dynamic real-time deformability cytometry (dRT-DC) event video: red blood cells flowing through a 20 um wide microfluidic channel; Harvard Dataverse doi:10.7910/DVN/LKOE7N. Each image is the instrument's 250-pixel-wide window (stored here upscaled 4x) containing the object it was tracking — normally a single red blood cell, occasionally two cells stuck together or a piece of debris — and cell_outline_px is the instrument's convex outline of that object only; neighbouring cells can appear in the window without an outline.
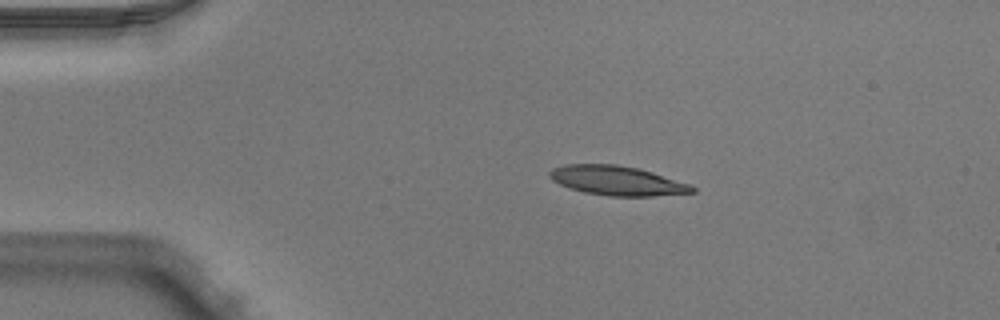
{"species": "Egyptian fruit bat (a non-hibernating species)", "species_latin": "Rousettus aegyptiacus", "temperature_condition": "warm", "stored_images_in_passage": 42, "camera_frame_rate_fps": 3000, "um_per_image_px": 0.085, "animal": {"sex": "male"}, "frame": {"image": 1, "passage_image": 1, "time_ms": 0.0, "image_size_px": [1000, 320], "cell_outline_px": [[696, 192], [652, 196], [608, 196], [584, 192], [560, 184], [552, 180], [548, 176], [548, 172], [552, 168], [564, 164], [616, 164], [640, 168], [692, 184], [696, 188]], "centroid_in_image_um": [52.48, 15.34], "position_along_channel_um": 32.5, "area_um2": 24.68}}
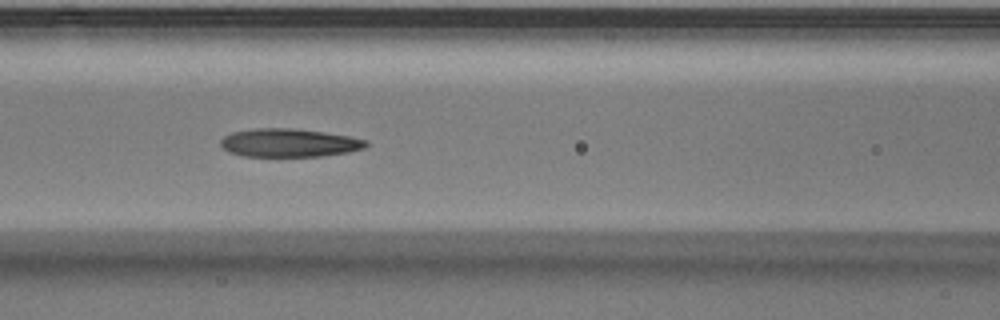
{"frame": {"image": 2, "passage_image": 13, "time_ms": 4.0, "image_size_px": [1000, 320], "cell_outline_px": [[368, 144], [364, 148], [348, 152], [320, 156], [244, 156], [228, 152], [220, 144], [220, 140], [224, 136], [232, 132], [256, 128], [292, 128], [348, 136], [368, 140]], "centroid_in_image_um": [24.55, 12.14], "position_along_channel_um": 142.1, "area_um2": 23.81}}
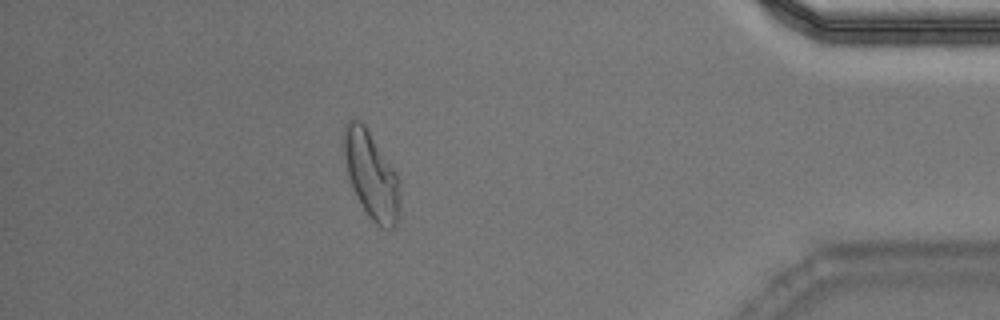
{"frame": {"image": 3, "passage_image": 36, "time_ms": 11.667, "image_size_px": [1000, 320], "cell_outline_px": [[400, 200], [396, 228], [380, 228], [368, 216], [356, 196], [348, 176], [344, 152], [344, 124], [348, 120], [360, 120], [364, 124], [396, 172], [400, 180]], "centroid_in_image_um": [31.58, 14.91], "position_along_channel_um": 403.6, "area_um2": 28.38}, "authors_computed_cell_mechanics": {"area_um2": 24.6517, "velocity_mm_per_s": 3.9513, "shape_relaxation_time_tau1_ms": 4.5569, "shape_relaxation_time_tau2_ms": 1.9354, "deformation_change_tau1": 0.203, "deformation_change_tau2": 0.1133}}